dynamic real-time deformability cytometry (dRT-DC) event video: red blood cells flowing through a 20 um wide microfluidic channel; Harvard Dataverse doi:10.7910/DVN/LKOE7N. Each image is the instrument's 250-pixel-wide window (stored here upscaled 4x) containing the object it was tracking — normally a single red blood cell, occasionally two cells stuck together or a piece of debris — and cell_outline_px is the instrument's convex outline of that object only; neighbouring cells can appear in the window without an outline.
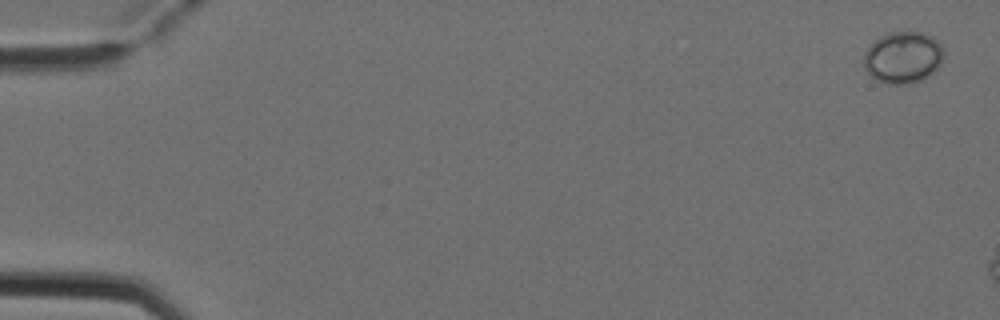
{"species": "Egyptian fruit bat (a non-hibernating species)", "species_latin": "Rousettus aegyptiacus", "temperature_condition": "cold", "stored_images_in_passage": 6, "camera_frame_rate_fps": 3000, "um_per_image_px": 0.085, "animal": {"sex": "female"}, "frame": {"image": 1, "passage_image": 1, "time_ms": 0.0, "image_size_px": [1000, 320], "cell_outline_px": [[944, 56], [940, 64], [928, 76], [920, 80], [908, 84], [888, 84], [876, 80], [864, 68], [864, 52], [880, 36], [888, 32], [920, 32], [932, 36], [940, 40], [944, 52]], "centroid_in_image_um": [76.77, 4.87], "position_along_channel_um": 8.2, "area_um2": 24.16}}